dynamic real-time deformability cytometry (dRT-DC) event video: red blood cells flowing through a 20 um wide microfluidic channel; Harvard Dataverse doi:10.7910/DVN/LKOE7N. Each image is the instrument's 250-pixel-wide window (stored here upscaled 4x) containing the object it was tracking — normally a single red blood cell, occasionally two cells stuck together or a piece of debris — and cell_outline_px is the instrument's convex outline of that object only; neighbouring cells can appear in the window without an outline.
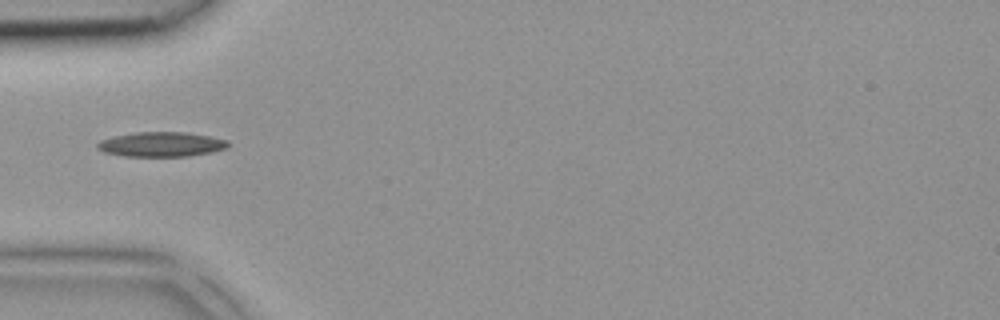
{"species": "common noctule bat (a hibernating species)", "species_latin": "Nyctalus noctula", "temperature_condition": "room temperature", "stored_images_in_passage": 3, "camera_frame_rate_fps": 3000, "um_per_image_px": 0.085, "animal": {"sex": "female", "body_mass_g": 18.4}, "frame": {"image": 1, "passage_image": 3, "time_ms": 0.667, "image_size_px": [1000, 320], "cell_outline_px": [[228, 148], [212, 152], [188, 156], [124, 156], [104, 152], [96, 148], [96, 144], [100, 140], [112, 136], [136, 132], [184, 132], [208, 136], [228, 140]], "centroid_in_image_um": [13.68, 12.27], "position_along_channel_um": 71.3, "area_um2": 18.84}}